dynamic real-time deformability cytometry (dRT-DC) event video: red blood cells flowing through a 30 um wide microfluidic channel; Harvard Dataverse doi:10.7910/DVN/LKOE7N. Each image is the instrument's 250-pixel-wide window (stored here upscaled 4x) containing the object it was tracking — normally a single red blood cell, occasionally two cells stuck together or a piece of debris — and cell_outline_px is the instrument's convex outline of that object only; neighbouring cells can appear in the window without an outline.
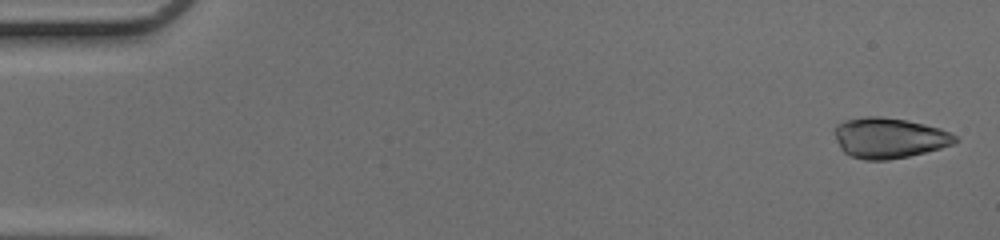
{"species": "common noctule bat (a hibernating species)", "species_latin": "Nyctalus noctula", "temperature_condition": "cold", "stored_images_in_passage": 45, "camera_frame_rate_fps": 3000, "um_per_image_px": 0.085, "animal": {"sex": "female", "body_mass_g": 17.0, "forearm_length_mm": 48.0}, "frame": {"image": 1, "passage_image": 1, "time_ms": 0.0, "image_size_px": [1000, 240], "cell_outline_px": [[960, 140], [952, 144], [940, 148], [908, 156], [888, 160], [864, 160], [852, 156], [844, 152], [840, 148], [836, 136], [836, 124], [844, 120], [868, 116], [880, 116], [904, 120], [924, 124], [940, 128], [956, 136]], "centroid_in_image_um": [75.57, 11.72], "position_along_channel_um": 9.4, "area_um2": 28.15}}
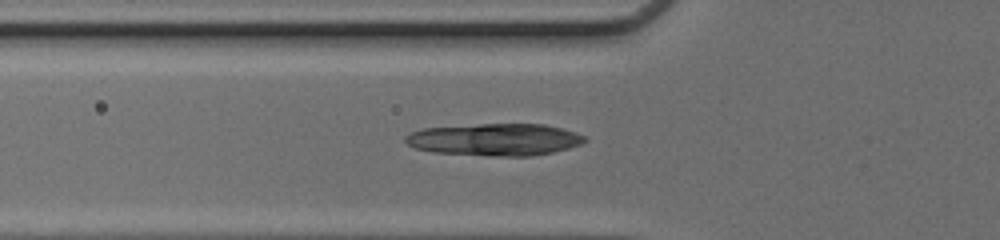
{"frame": {"image": 2, "passage_image": 17, "time_ms": 5.333, "image_size_px": [1000, 240], "cell_outline_px": [[588, 140], [580, 144], [568, 148], [552, 152], [532, 156], [488, 156], [432, 152], [416, 148], [408, 144], [404, 140], [404, 136], [412, 132], [424, 128], [480, 124], [544, 124], [576, 132], [588, 136]], "centroid_in_image_um": [42.08, 11.86], "position_along_channel_um": 83.7, "area_um2": 33.7}}
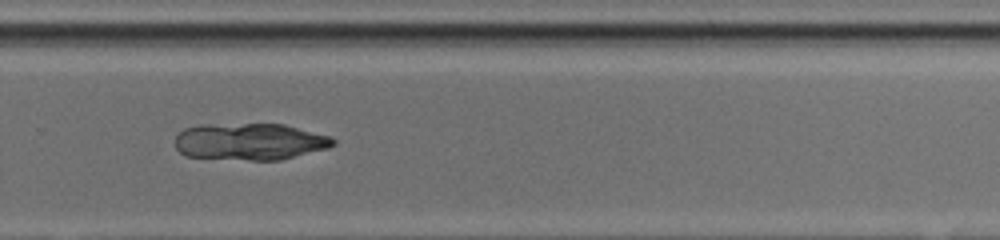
{"frame": {"image": 3, "passage_image": 33, "time_ms": 10.667, "image_size_px": [1000, 240], "cell_outline_px": [[336, 144], [328, 148], [280, 160], [252, 160], [184, 156], [176, 148], [176, 136], [184, 128], [200, 124], [284, 124], [332, 136], [336, 140]], "centroid_in_image_um": [21.26, 12.03], "position_along_channel_um": 308.5, "area_um2": 34.1}}